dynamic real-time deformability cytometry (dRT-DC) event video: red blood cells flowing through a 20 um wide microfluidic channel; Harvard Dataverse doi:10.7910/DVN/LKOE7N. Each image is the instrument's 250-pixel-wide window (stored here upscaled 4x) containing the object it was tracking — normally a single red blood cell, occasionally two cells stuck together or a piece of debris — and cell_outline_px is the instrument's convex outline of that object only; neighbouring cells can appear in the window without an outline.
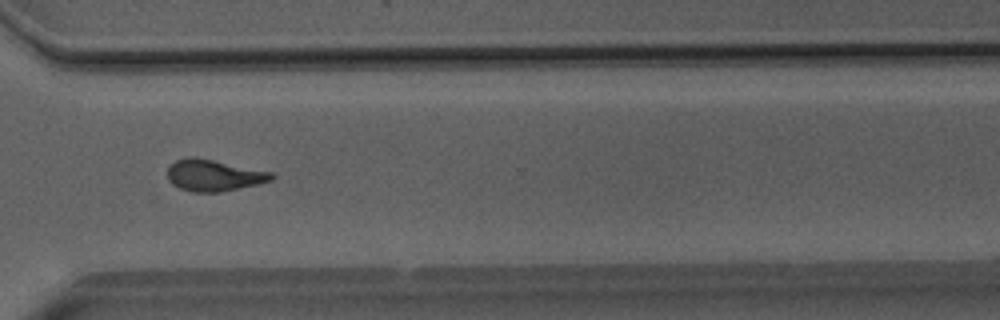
{"species": "Egyptian fruit bat (a non-hibernating species)", "species_latin": "Rousettus aegyptiacus", "temperature_condition": "room temperature", "stored_images_in_passage": 51, "camera_frame_rate_fps": 3000, "um_per_image_px": 0.085, "animal": {"sex": "male"}, "frame": {"image": 1, "passage_image": 38, "time_ms": 12.333, "image_size_px": [1000, 320], "cell_outline_px": [[276, 176], [272, 180], [256, 184], [220, 192], [192, 192], [180, 188], [172, 184], [168, 180], [168, 168], [176, 160], [188, 156], [192, 156], [272, 172]], "centroid_in_image_um": [18.15, 14.9], "position_along_channel_um": 352.4, "area_um2": 18.9}}
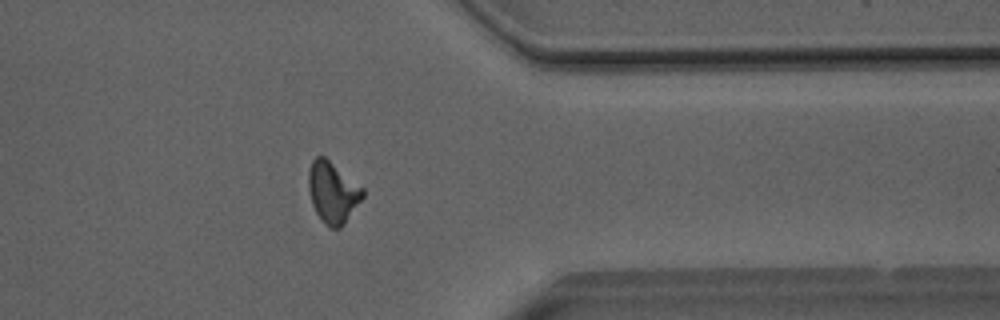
{"frame": {"image": 2, "passage_image": 41, "time_ms": 13.333, "image_size_px": [1000, 320], "cell_outline_px": [[364, 196], [344, 224], [340, 228], [332, 228], [324, 224], [316, 212], [312, 204], [308, 188], [308, 172], [312, 160], [316, 156], [324, 156], [364, 188]], "centroid_in_image_um": [28.27, 16.35], "position_along_channel_um": 383.1, "area_um2": 19.31}}
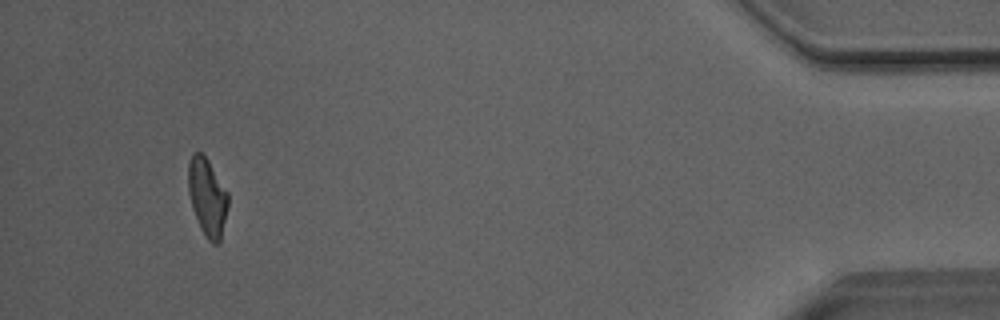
{"frame": {"image": 3, "passage_image": 48, "time_ms": 15.667, "image_size_px": [1000, 320], "cell_outline_px": [[228, 208], [220, 244], [212, 244], [208, 240], [200, 228], [192, 208], [188, 192], [188, 164], [192, 152], [200, 152], [208, 160], [228, 192]], "centroid_in_image_um": [17.62, 16.78], "position_along_channel_um": 417.6, "area_um2": 18.26}, "authors_computed_cell_mechanics": {"area_um2": 19.1318, "velocity_mm_per_s": 4.0842, "shape_relaxation_time_tau1_ms": 6.1521, "shape_relaxation_time_tau2_ms": 2.7401, "deformation_change_tau1": 0.1879, "deformation_change_tau2": 0.1181}}